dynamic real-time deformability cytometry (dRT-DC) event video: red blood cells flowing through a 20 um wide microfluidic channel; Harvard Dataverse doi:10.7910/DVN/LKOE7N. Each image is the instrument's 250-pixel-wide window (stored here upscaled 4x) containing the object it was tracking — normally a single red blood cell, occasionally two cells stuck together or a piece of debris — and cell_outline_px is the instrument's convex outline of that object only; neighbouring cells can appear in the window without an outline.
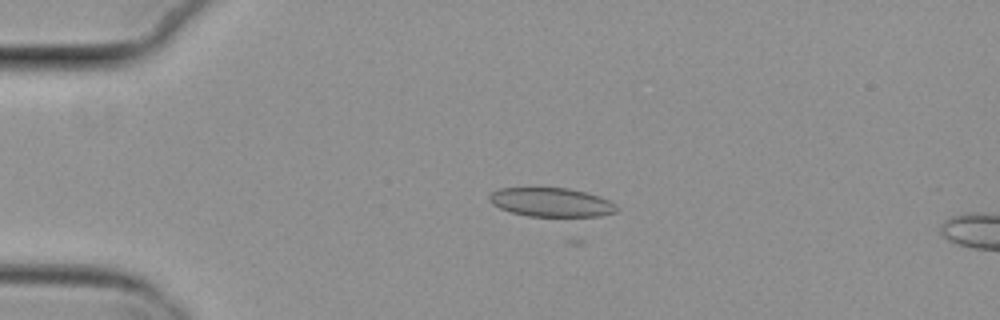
{"species": "common noctule bat (a hibernating species)", "species_latin": "Nyctalus noctula", "temperature_condition": "cold", "stored_images_in_passage": 18, "camera_frame_rate_fps": 3000, "um_per_image_px": 0.085, "animal": {"sex": "female", "body_mass_g": 29.2, "forearm_length_mm": 56.3}, "frame": {"image": 1, "passage_image": 13, "time_ms": 4.0, "image_size_px": [1000, 320], "cell_outline_px": [[620, 208], [616, 212], [600, 216], [528, 216], [512, 212], [500, 208], [492, 204], [488, 200], [488, 196], [492, 192], [500, 188], [568, 188], [588, 192], [600, 196], [616, 204]], "centroid_in_image_um": [46.89, 17.19], "position_along_channel_um": 38.1, "area_um2": 21.56}}